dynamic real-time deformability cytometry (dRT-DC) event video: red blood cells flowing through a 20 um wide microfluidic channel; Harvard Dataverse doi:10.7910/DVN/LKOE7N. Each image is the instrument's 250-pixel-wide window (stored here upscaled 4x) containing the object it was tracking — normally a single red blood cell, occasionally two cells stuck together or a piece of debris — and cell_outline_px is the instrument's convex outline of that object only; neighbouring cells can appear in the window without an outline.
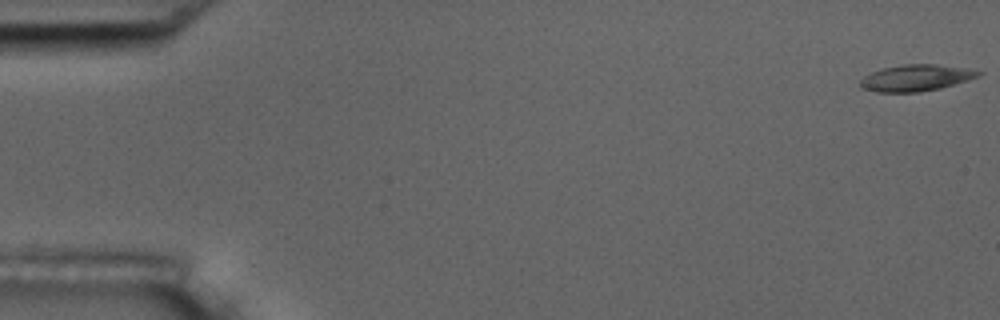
{"species": "common noctule bat (a hibernating species)", "species_latin": "Nyctalus noctula", "temperature_condition": "room temperature", "stored_images_in_passage": 5, "camera_frame_rate_fps": 3000, "um_per_image_px": 0.085, "animal": {"sex": "male", "body_mass_g": 17.5, "forearm_length_mm": 52.3}, "frame": {"image": 1, "passage_image": 1, "time_ms": 0.0, "image_size_px": [1000, 320], "cell_outline_px": [[984, 72], [980, 76], [968, 80], [940, 88], [920, 92], [876, 92], [860, 88], [860, 80], [864, 76], [872, 72], [884, 68], [904, 64], [936, 64], [964, 68]], "centroid_in_image_um": [77.85, 6.62], "position_along_channel_um": 7.2, "area_um2": 18.15}}
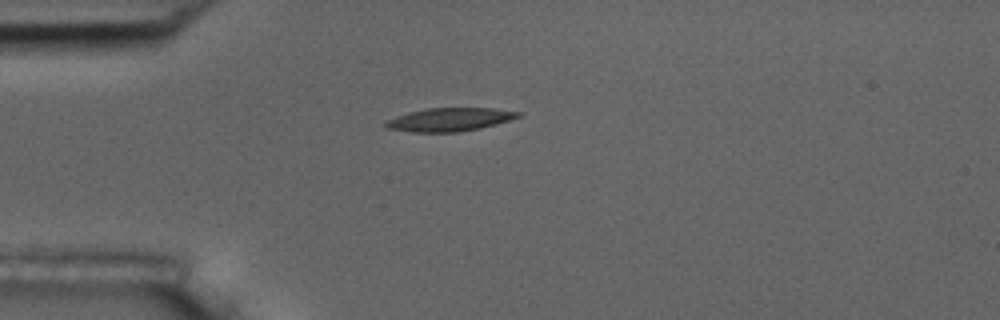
{"frame": {"image": 2, "passage_image": 5, "time_ms": 4.667, "image_size_px": [1000, 320], "cell_outline_px": [[524, 112], [520, 116], [496, 124], [480, 128], [460, 132], [412, 132], [388, 128], [384, 124], [388, 120], [396, 116], [408, 112], [424, 108], [492, 108]], "centroid_in_image_um": [38.23, 10.15], "position_along_channel_um": 46.8, "area_um2": 17.98}}